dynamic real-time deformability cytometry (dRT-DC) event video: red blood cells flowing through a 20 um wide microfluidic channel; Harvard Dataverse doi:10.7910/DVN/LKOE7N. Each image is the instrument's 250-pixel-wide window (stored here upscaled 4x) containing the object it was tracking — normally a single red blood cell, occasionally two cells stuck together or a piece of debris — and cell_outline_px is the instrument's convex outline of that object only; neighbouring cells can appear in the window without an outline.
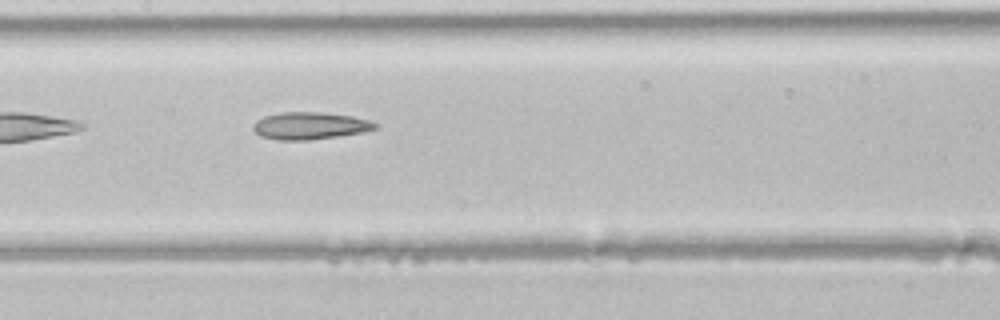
{"species": "common noctule bat (a hibernating species)", "species_latin": "Nyctalus noctula", "temperature_condition": "room temperature", "stored_images_in_passage": 23, "camera_frame_rate_fps": 3000, "um_per_image_px": 0.085, "animal": {"sex": "male", "body_mass_g": 21.5, "forearm_length_mm": 52.0}, "frame": {"image": 1, "passage_image": 20, "time_ms": 6.333, "image_size_px": [1000, 320], "cell_outline_px": [[380, 128], [360, 132], [336, 136], [308, 140], [280, 140], [260, 136], [252, 128], [252, 124], [256, 120], [264, 116], [280, 112], [324, 112], [352, 116], [368, 120], [380, 124]], "centroid_in_image_um": [26.34, 10.68], "position_along_channel_um": 181.1, "area_um2": 19.42}}